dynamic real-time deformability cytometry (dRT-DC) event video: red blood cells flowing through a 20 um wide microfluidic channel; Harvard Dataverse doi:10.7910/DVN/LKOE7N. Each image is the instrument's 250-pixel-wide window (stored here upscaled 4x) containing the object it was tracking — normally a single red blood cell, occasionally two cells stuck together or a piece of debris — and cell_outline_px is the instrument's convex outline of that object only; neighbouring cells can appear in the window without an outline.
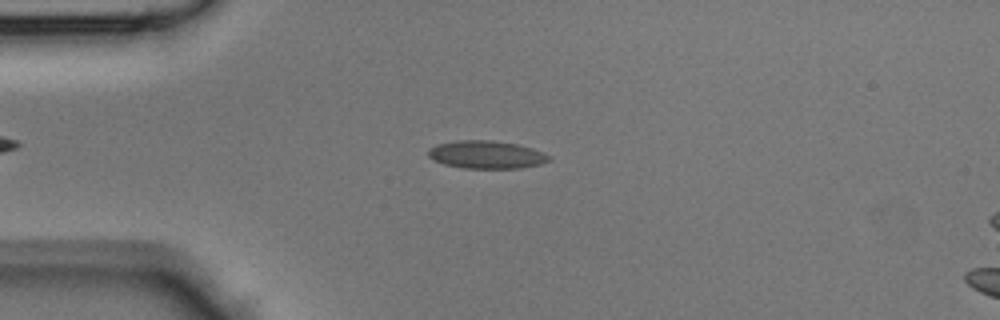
{"species": "Egyptian fruit bat (a non-hibernating species)", "species_latin": "Rousettus aegyptiacus", "temperature_condition": "room temperature", "stored_images_in_passage": 39, "camera_frame_rate_fps": 3000, "um_per_image_px": 0.085, "animal": {"sex": "male"}, "frame": {"image": 1, "passage_image": 6, "time_ms": 1.667, "image_size_px": [1000, 320], "cell_outline_px": [[552, 160], [540, 164], [520, 168], [464, 168], [444, 164], [432, 160], [428, 156], [428, 148], [436, 144], [456, 140], [492, 140], [516, 144], [532, 148], [544, 152], [552, 156]], "centroid_in_image_um": [41.34, 13.14], "position_along_channel_um": 43.7, "area_um2": 19.83}}
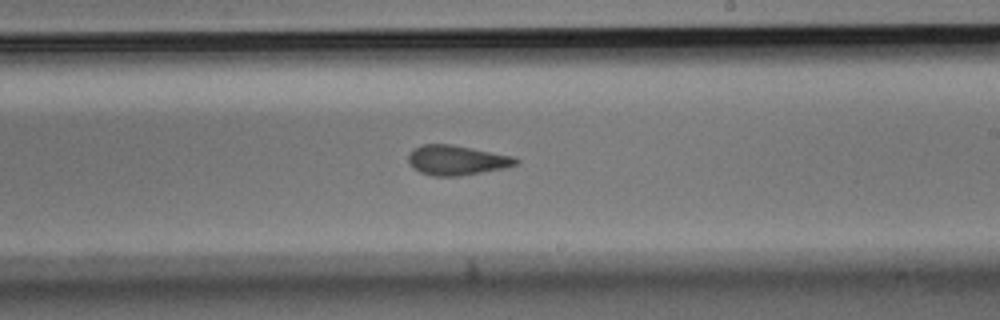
{"frame": {"image": 2, "passage_image": 21, "time_ms": 6.667, "image_size_px": [1000, 320], "cell_outline_px": [[520, 160], [516, 164], [500, 168], [480, 172], [456, 176], [432, 176], [420, 172], [408, 164], [408, 156], [412, 148], [424, 144], [452, 144], [512, 156]], "centroid_in_image_um": [38.74, 13.6], "position_along_channel_um": 250.3, "area_um2": 18.44}}
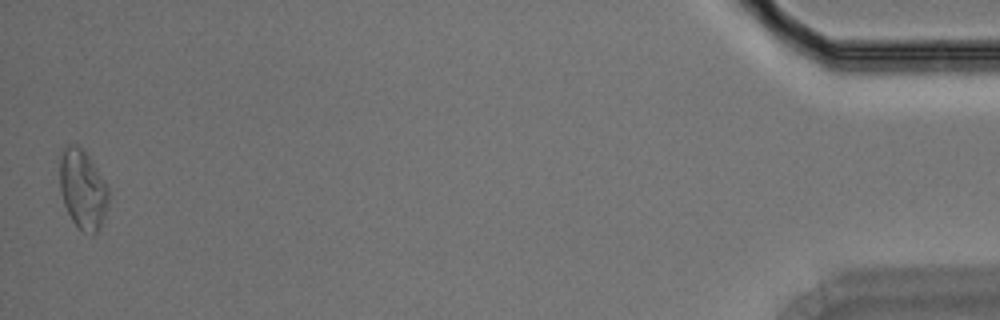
{"frame": {"image": 3, "passage_image": 39, "time_ms": 12.667, "image_size_px": [1000, 320], "cell_outline_px": [[108, 204], [100, 228], [92, 236], [84, 232], [72, 220], [64, 204], [60, 192], [60, 148], [68, 144], [76, 144], [88, 156], [104, 180], [108, 188]], "centroid_in_image_um": [7.01, 16.08], "position_along_channel_um": 428.2, "area_um2": 22.48}}